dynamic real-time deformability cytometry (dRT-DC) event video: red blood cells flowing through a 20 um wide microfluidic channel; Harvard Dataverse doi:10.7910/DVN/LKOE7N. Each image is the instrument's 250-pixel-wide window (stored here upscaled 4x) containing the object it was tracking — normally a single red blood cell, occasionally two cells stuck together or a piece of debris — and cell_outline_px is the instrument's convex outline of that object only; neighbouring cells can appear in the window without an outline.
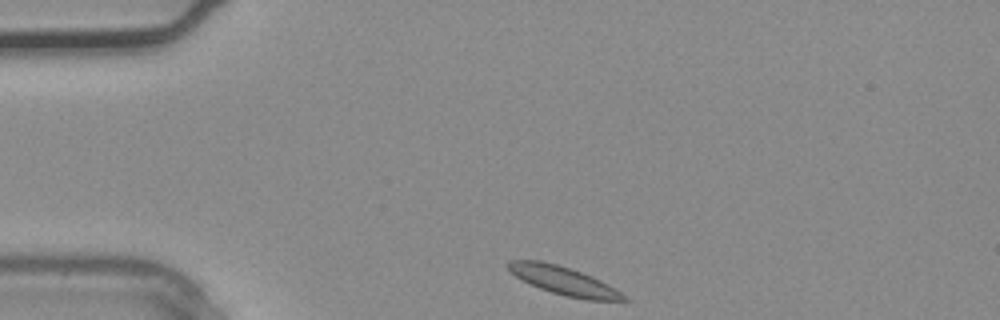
{"species": "common noctule bat (a hibernating species)", "species_latin": "Nyctalus noctula", "temperature_condition": "warm", "stored_images_in_passage": 2, "camera_frame_rate_fps": 3000, "um_per_image_px": 0.085, "animal": {"sex": "male", "body_mass_g": 20.4}, "frame": {"image": 1, "passage_image": 1, "time_ms": 0.0, "image_size_px": [1000, 320], "cell_outline_px": [[632, 300], [588, 300], [564, 296], [528, 284], [508, 272], [504, 264], [508, 260], [540, 260], [572, 268], [592, 276], [608, 284]], "centroid_in_image_um": [47.84, 23.84], "position_along_channel_um": 37.2, "area_um2": 19.36}}
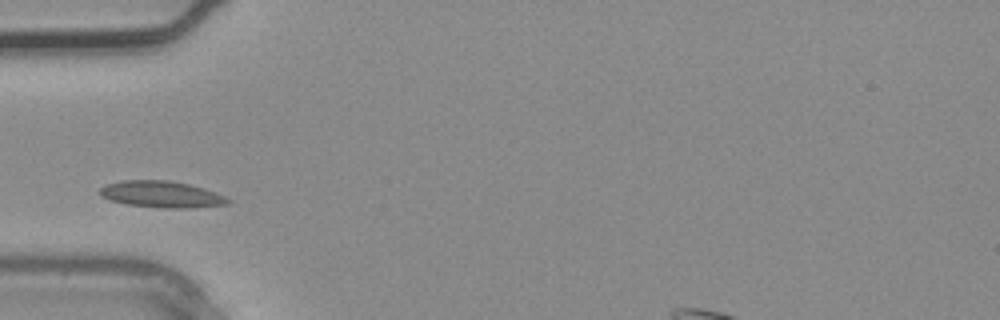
{"frame": {"image": 2, "passage_image": 2, "time_ms": 0.333, "image_size_px": [1000, 320], "cell_outline_px": [[232, 200], [228, 204], [188, 208], [164, 208], [128, 204], [108, 200], [100, 196], [100, 188], [108, 184], [120, 180], [168, 180], [188, 184], [204, 188], [216, 192]], "centroid_in_image_um": [13.73, 16.51], "position_along_channel_um": 71.3, "area_um2": 19.77}}